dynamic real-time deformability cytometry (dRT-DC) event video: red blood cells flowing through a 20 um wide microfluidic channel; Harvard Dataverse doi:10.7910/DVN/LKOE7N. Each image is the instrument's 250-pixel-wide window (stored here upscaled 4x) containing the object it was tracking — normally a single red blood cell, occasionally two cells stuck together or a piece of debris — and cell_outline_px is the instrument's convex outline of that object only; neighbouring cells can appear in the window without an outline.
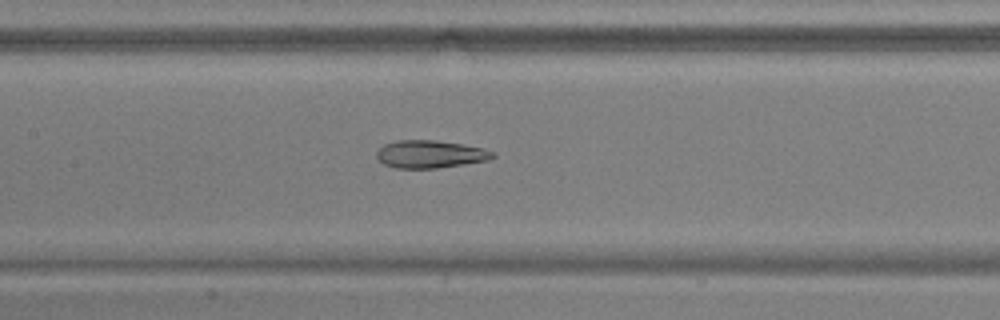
{"species": "common noctule bat (a hibernating species)", "species_latin": "Nyctalus noctula", "temperature_condition": "warm", "stored_images_in_passage": 48, "camera_frame_rate_fps": 3000, "um_per_image_px": 0.085, "animal": {"sex": "male", "body_mass_g": 17.9, "forearm_length_mm": 54.2}, "frame": {"image": 1, "passage_image": 20, "time_ms": 6.333, "image_size_px": [1000, 320], "cell_outline_px": [[496, 156], [488, 160], [436, 168], [396, 168], [384, 164], [376, 156], [376, 152], [384, 144], [396, 140], [436, 140], [484, 148], [492, 152]], "centroid_in_image_um": [36.54, 13.1], "position_along_channel_um": 170.9, "area_um2": 18.55}}
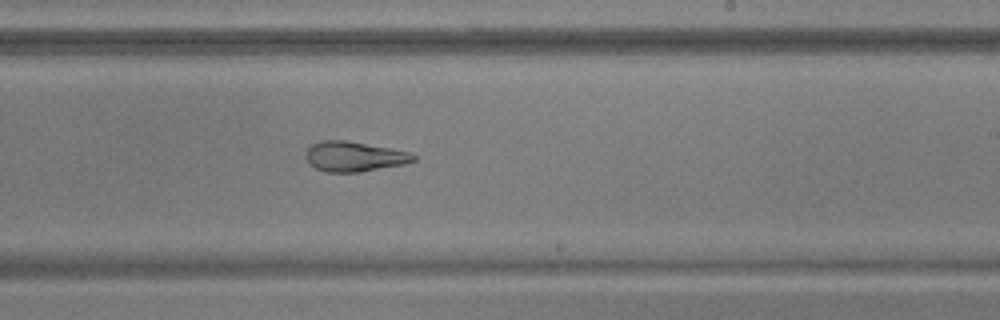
{"frame": {"image": 2, "passage_image": 27, "time_ms": 8.667, "image_size_px": [1000, 320], "cell_outline_px": [[416, 160], [404, 164], [360, 172], [324, 172], [308, 164], [308, 148], [312, 144], [320, 140], [344, 140], [388, 148], [408, 152], [416, 156]], "centroid_in_image_um": [30.09, 13.31], "position_along_channel_um": 258.9, "area_um2": 18.55}}
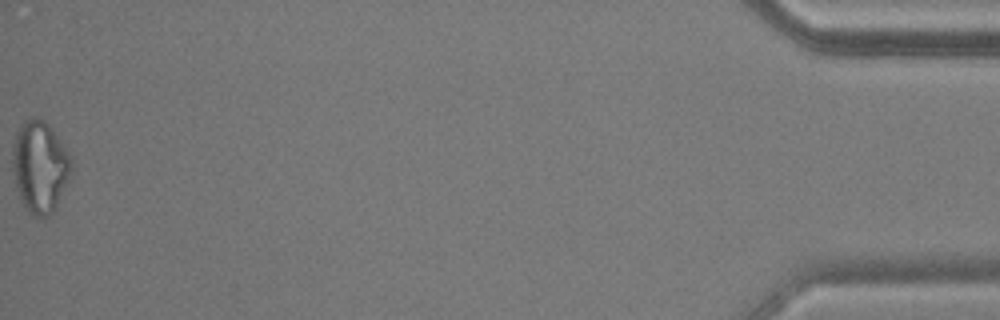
{"frame": {"image": 3, "passage_image": 48, "time_ms": 15.667, "image_size_px": [1000, 320], "cell_outline_px": [[72, 168], [68, 180], [56, 208], [48, 216], [36, 216], [28, 212], [20, 200], [16, 188], [12, 172], [12, 144], [16, 132], [20, 124], [36, 116], [44, 120], [52, 128], [68, 152], [72, 160]], "centroid_in_image_um": [3.37, 14.16], "position_along_channel_um": 431.8, "area_um2": 31.67}, "authors_computed_cell_mechanics": {"area_um2": 21.097, "velocity_mm_per_s": 3.7801, "shape_relaxation_time_tau1_ms": 5.3005, "shape_relaxation_time_tau2_ms": 2.4684, "deformation_change_tau1": 0.1795, "deformation_change_tau2": 0.1108}}